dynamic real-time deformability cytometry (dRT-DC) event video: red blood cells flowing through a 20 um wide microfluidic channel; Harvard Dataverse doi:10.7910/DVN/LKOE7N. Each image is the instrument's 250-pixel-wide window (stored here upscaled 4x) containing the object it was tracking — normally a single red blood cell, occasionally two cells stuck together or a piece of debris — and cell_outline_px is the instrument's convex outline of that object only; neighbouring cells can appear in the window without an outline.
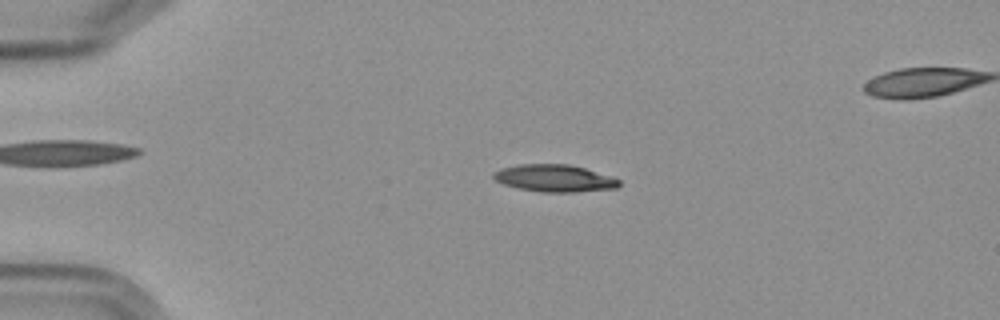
{"species": "Egyptian fruit bat (a non-hibernating species)", "species_latin": "Rousettus aegyptiacus", "temperature_condition": "cold", "stored_images_in_passage": 5, "segment_of_instrument_passage": [1, 2], "camera_frame_rate_fps": 3000, "um_per_image_px": 0.085, "frame": {"image": 1, "passage_image": 3, "time_ms": 2.333, "image_size_px": [1000, 320], "cell_outline_px": [[620, 184], [616, 188], [572, 192], [540, 192], [516, 188], [504, 184], [496, 180], [492, 176], [492, 172], [500, 168], [516, 164], [568, 164], [584, 168], [612, 176], [620, 180]], "centroid_in_image_um": [47.09, 15.14], "position_along_channel_um": 37.9, "area_um2": 20.0}}